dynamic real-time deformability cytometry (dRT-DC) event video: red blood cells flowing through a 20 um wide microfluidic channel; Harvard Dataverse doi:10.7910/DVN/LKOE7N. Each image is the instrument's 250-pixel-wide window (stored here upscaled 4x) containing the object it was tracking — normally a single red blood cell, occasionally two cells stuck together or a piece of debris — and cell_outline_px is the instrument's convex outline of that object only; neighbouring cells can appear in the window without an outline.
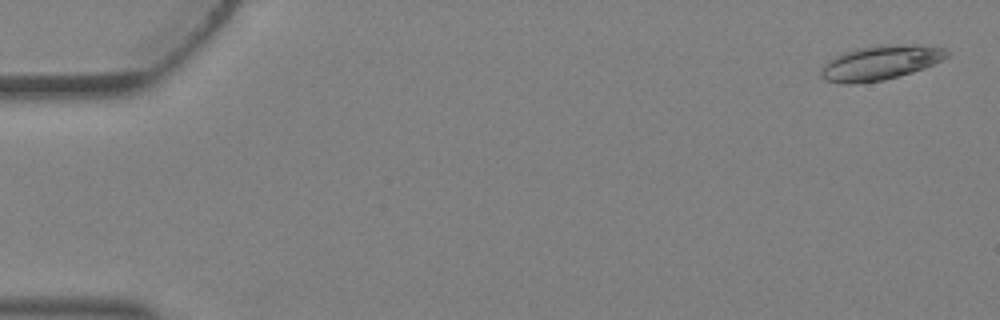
{"species": "Egyptian fruit bat (a non-hibernating species)", "species_latin": "Rousettus aegyptiacus", "temperature_condition": "warm", "stored_images_in_passage": 4, "camera_frame_rate_fps": 3000, "um_per_image_px": 0.085, "animal": {"sex": "female"}, "frame": {"image": 1, "passage_image": 1, "time_ms": 0.0, "image_size_px": [1000, 320], "cell_outline_px": [[948, 56], [924, 68], [912, 72], [884, 80], [852, 84], [840, 84], [824, 80], [820, 76], [820, 68], [828, 60], [844, 52], [856, 48], [880, 44], [896, 44], [944, 48], [948, 52]], "centroid_in_image_um": [74.73, 5.34], "position_along_channel_um": 10.3, "area_um2": 25.2}}
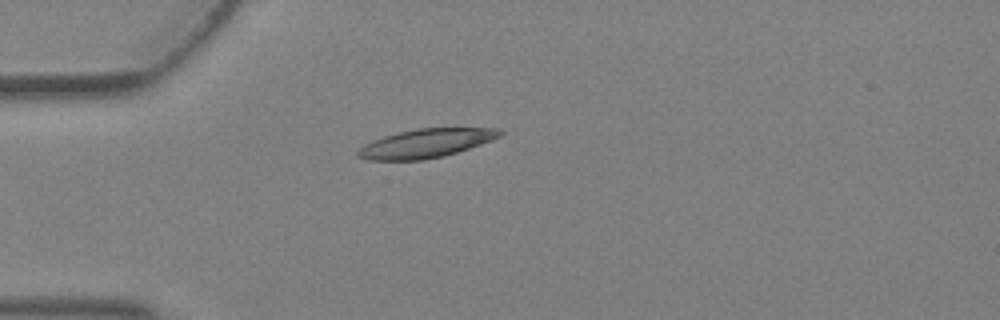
{"frame": {"image": 2, "passage_image": 4, "time_ms": 1.0, "image_size_px": [1000, 320], "cell_outline_px": [[504, 132], [500, 136], [492, 140], [444, 156], [424, 160], [368, 160], [356, 156], [356, 152], [364, 144], [372, 140], [384, 136], [416, 128], [496, 128]], "centroid_in_image_um": [36.17, 12.18], "position_along_channel_um": 48.8, "area_um2": 23.7}}